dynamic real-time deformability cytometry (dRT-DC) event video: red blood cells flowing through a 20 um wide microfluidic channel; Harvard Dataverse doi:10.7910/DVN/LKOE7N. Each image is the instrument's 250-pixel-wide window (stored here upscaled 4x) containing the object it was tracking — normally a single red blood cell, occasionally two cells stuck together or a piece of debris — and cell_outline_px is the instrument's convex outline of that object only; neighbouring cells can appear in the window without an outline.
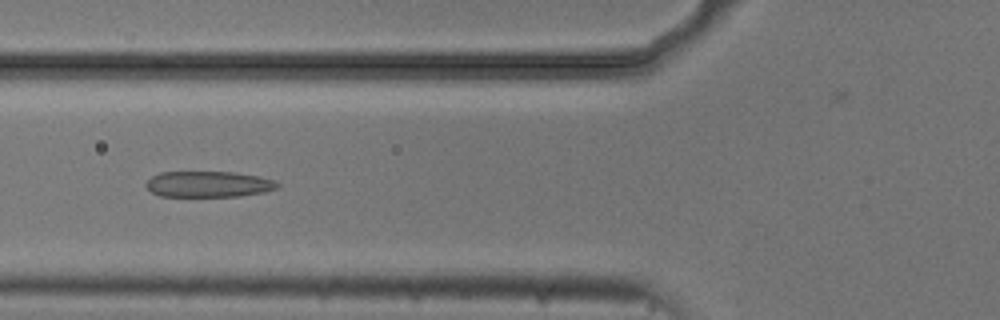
{"species": "common noctule bat (a hibernating species)", "species_latin": "Nyctalus noctula", "temperature_condition": "cold", "stored_images_in_passage": 37, "camera_frame_rate_fps": 3000, "um_per_image_px": 0.085, "animal": {"sex": "male", "body_mass_g": 20.5, "forearm_length_mm": 52.5}, "frame": {"image": 1, "passage_image": 9, "time_ms": 2.667, "image_size_px": [1000, 320], "cell_outline_px": [[280, 184], [276, 188], [264, 192], [240, 196], [160, 196], [152, 192], [144, 184], [152, 176], [160, 172], [232, 172], [260, 176], [276, 180]], "centroid_in_image_um": [17.74, 15.65], "position_along_channel_um": 108.1, "area_um2": 19.88}}
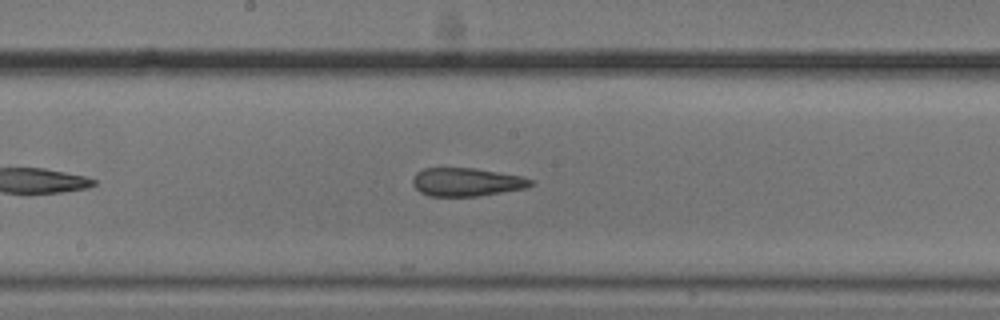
{"frame": {"image": 2, "passage_image": 17, "time_ms": 5.333, "image_size_px": [1000, 320], "cell_outline_px": [[532, 184], [524, 188], [476, 196], [428, 196], [420, 192], [412, 184], [412, 180], [416, 172], [424, 168], [472, 168], [520, 176], [532, 180]], "centroid_in_image_um": [39.58, 15.47], "position_along_channel_um": 208.6, "area_um2": 19.13}}
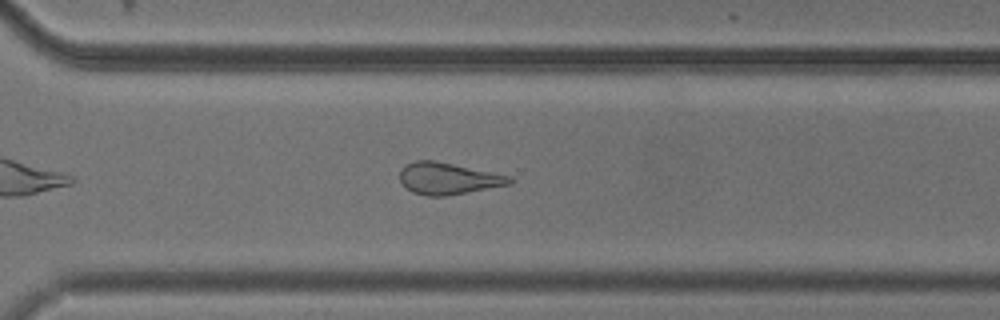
{"frame": {"image": 3, "passage_image": 27, "time_ms": 8.667, "image_size_px": [1000, 320], "cell_outline_px": [[512, 184], [444, 196], [428, 196], [412, 192], [400, 180], [400, 168], [404, 164], [416, 160], [432, 160], [512, 176]], "centroid_in_image_um": [38.07, 15.16], "position_along_channel_um": 332.5, "area_um2": 20.11}, "authors_computed_cell_mechanics": {"area_um2": 20.3456, "velocity_mm_per_s": 3.7393, "shape_relaxation_time_tau1_ms": 8.6015, "shape_relaxation_time_tau2_ms": 1.1976, "deformation_change_tau1": 0.2066, "deformation_change_tau2": 0.1061}}